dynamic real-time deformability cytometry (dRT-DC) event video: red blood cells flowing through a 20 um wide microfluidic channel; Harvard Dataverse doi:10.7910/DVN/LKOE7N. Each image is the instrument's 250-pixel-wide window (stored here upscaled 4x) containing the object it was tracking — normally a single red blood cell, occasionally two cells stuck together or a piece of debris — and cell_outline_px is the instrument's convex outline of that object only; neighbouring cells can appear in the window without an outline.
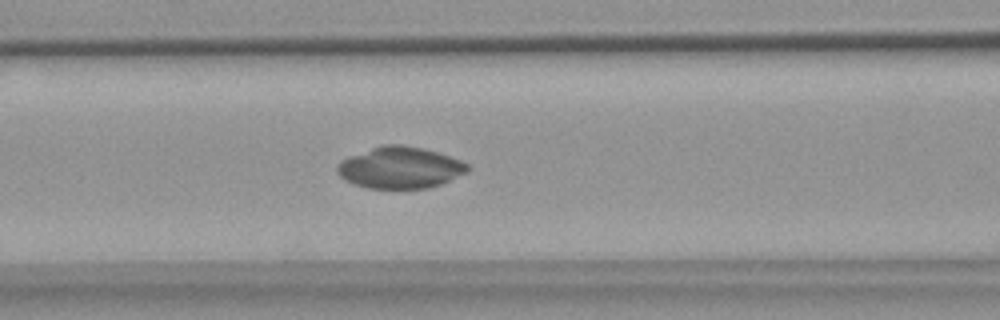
{"species": "common noctule bat (a hibernating species)", "species_latin": "Nyctalus noctula", "temperature_condition": "warm", "stored_images_in_passage": 50, "camera_frame_rate_fps": 3000, "um_per_image_px": 0.085, "animal": {"sex": "female", "body_mass_g": 18.4}, "frame": {"image": 1, "passage_image": 21, "time_ms": 6.667, "image_size_px": [1000, 320], "cell_outline_px": [[472, 168], [468, 172], [440, 184], [428, 188], [368, 188], [344, 180], [336, 172], [336, 168], [344, 160], [352, 156], [372, 148], [384, 144], [400, 144], [424, 148], [460, 160], [468, 164]], "centroid_in_image_um": [34.05, 14.25], "position_along_channel_um": 132.6, "area_um2": 31.21}}
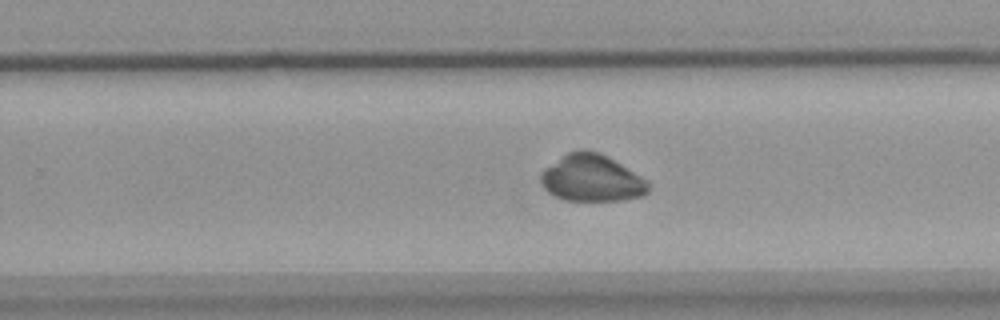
{"frame": {"image": 2, "passage_image": 33, "time_ms": 10.667, "image_size_px": [1000, 320], "cell_outline_px": [[648, 192], [640, 196], [620, 200], [564, 200], [548, 192], [544, 188], [540, 180], [540, 176], [544, 168], [568, 152], [580, 148], [584, 148], [600, 152], [608, 156], [648, 180]], "centroid_in_image_um": [50.29, 15.12], "position_along_channel_um": 279.5, "area_um2": 29.42}}
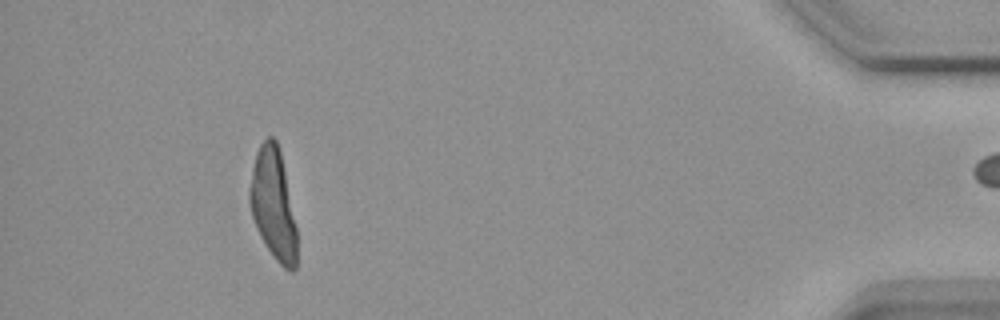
{"frame": {"image": 3, "passage_image": 49, "time_ms": 16.0, "image_size_px": [1000, 320], "cell_outline_px": [[296, 268], [292, 272], [288, 272], [276, 260], [260, 236], [256, 228], [252, 216], [248, 200], [248, 192], [252, 168], [256, 152], [260, 144], [268, 136], [272, 136], [276, 140], [280, 148], [296, 228]], "centroid_in_image_um": [23.2, 17.34], "position_along_channel_um": 412.0, "area_um2": 30.52}}